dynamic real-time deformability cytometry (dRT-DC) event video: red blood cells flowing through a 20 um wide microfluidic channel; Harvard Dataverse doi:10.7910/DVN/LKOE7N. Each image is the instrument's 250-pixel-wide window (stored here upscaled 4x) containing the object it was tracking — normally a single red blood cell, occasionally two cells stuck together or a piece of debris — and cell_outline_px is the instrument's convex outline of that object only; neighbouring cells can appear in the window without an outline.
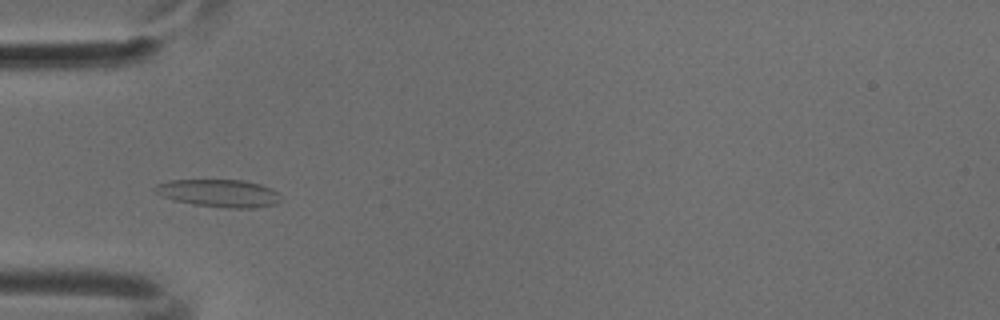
{"species": "common noctule bat (a hibernating species)", "species_latin": "Nyctalus noctula", "temperature_condition": "cold", "stored_images_in_passage": 38, "camera_frame_rate_fps": 3000, "um_per_image_px": 0.085, "animal": {"sex": "male", "body_mass_g": 18.8}, "frame": {"image": 1, "passage_image": 5, "time_ms": 1.333, "image_size_px": [1000, 320], "cell_outline_px": [[280, 200], [276, 204], [256, 208], [228, 208], [192, 204], [160, 196], [152, 188], [156, 184], [172, 180], [244, 180], [260, 184], [272, 188], [280, 196]], "centroid_in_image_um": [18.62, 16.42], "position_along_channel_um": 66.4, "area_um2": 20.29}}
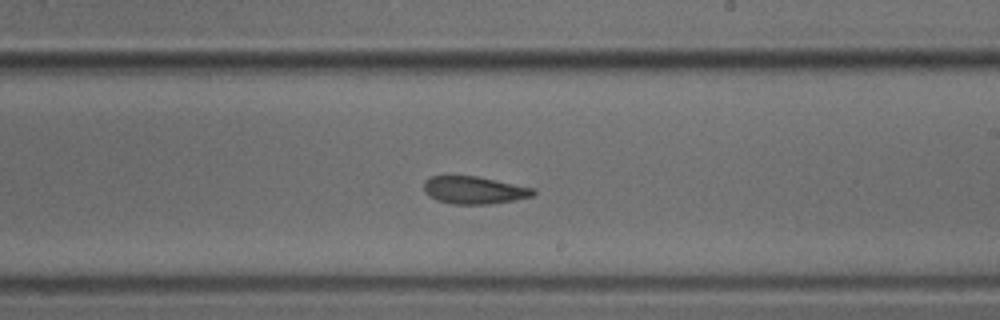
{"frame": {"image": 2, "passage_image": 19, "time_ms": 6.0, "image_size_px": [1000, 320], "cell_outline_px": [[536, 192], [532, 196], [492, 204], [452, 204], [436, 200], [428, 196], [424, 192], [424, 180], [432, 176], [476, 176], [536, 188]], "centroid_in_image_um": [40.29, 16.16], "position_along_channel_um": 248.7, "area_um2": 17.63}}
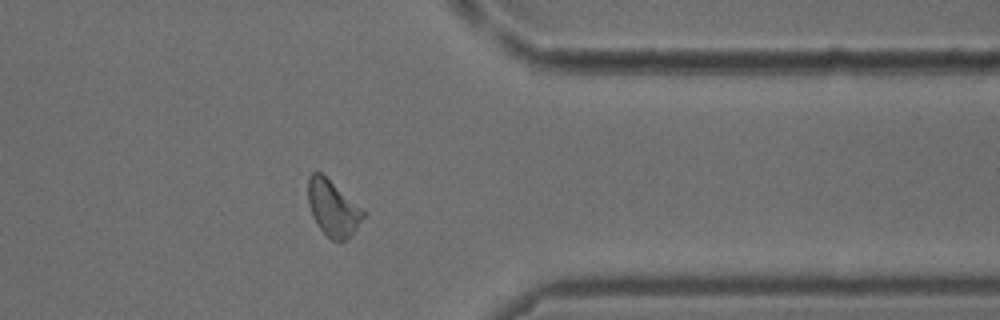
{"frame": {"image": 3, "passage_image": 30, "time_ms": 9.667, "image_size_px": [1000, 320], "cell_outline_px": [[368, 212], [356, 228], [344, 240], [332, 240], [316, 224], [312, 216], [308, 204], [308, 176], [312, 172], [320, 172], [364, 208]], "centroid_in_image_um": [28.3, 17.66], "position_along_channel_um": 383.1, "area_um2": 17.98}}